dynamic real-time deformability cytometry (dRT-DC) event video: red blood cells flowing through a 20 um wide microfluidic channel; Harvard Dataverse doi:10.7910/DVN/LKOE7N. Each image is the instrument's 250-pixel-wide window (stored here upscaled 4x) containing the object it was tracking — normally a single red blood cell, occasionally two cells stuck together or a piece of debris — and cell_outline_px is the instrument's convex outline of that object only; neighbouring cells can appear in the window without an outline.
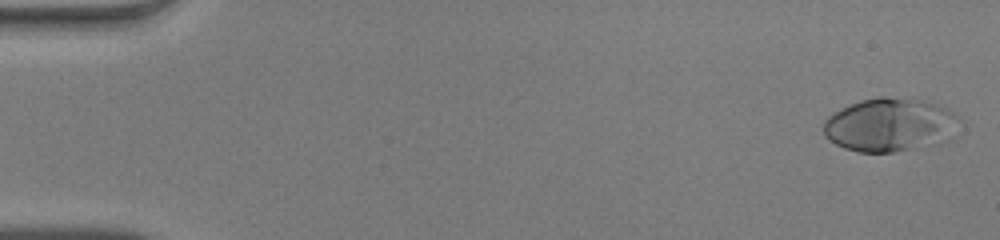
{"species": "human", "species_latin": "Homo sapiens", "temperature_condition": "warm", "stored_images_in_passage": 50, "camera_frame_rate_fps": 3000, "um_per_image_px": 0.085, "donor": {"sex": "male"}, "frame": {"image": 1, "passage_image": 1, "time_ms": 0.0, "image_size_px": [1000, 240], "cell_outline_px": [[952, 116], [948, 140], [932, 144], [896, 152], [856, 152], [844, 148], [836, 144], [824, 136], [824, 120], [828, 116], [840, 108], [860, 100], [876, 96], [884, 96], [920, 100], [936, 104], [952, 112]], "centroid_in_image_um": [75.47, 10.61], "position_along_channel_um": 9.5, "area_um2": 41.33}}
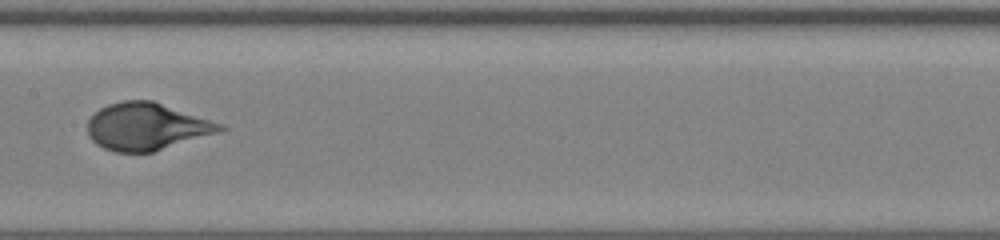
{"frame": {"image": 2, "passage_image": 26, "time_ms": 8.333, "image_size_px": [1000, 240], "cell_outline_px": [[228, 128], [220, 132], [152, 152], [116, 152], [104, 148], [96, 144], [88, 136], [88, 120], [100, 108], [108, 104], [124, 100], [152, 100], [224, 124]], "centroid_in_image_um": [12.48, 10.75], "position_along_channel_um": 194.9, "area_um2": 36.41}}
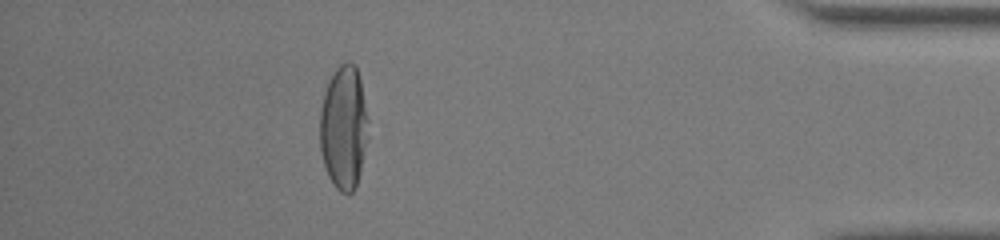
{"frame": {"image": 3, "passage_image": 45, "time_ms": 14.667, "image_size_px": [1000, 240], "cell_outline_px": [[368, 136], [360, 172], [356, 188], [352, 192], [340, 192], [332, 184], [328, 176], [320, 152], [320, 112], [324, 92], [328, 80], [336, 68], [344, 60], [348, 60], [356, 64], [360, 80], [368, 120]], "centroid_in_image_um": [29.21, 10.82], "position_along_channel_um": 406.0, "area_um2": 35.2}, "authors_computed_cell_mechanics": {"area_um2": 36.6452, "velocity_mm_per_s": 4.0593, "shape_relaxation_time_tau1_ms": 3.5611, "shape_relaxation_time_tau2_ms": null, "deformation_change_tau1": 0.2418, "deformation_change_tau2": null}}